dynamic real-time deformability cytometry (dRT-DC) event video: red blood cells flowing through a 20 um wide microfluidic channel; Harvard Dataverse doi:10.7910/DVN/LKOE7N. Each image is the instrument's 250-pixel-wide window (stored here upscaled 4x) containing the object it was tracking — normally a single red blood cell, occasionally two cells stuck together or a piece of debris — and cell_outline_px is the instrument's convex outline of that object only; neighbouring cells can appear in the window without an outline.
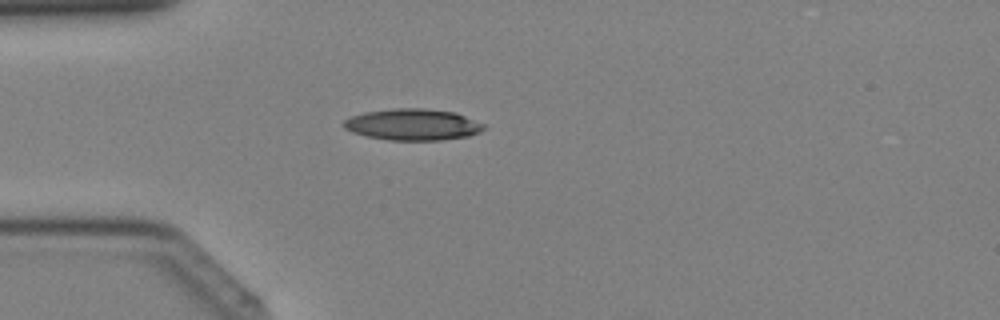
{"species": "Egyptian fruit bat (a non-hibernating species)", "species_latin": "Rousettus aegyptiacus", "temperature_condition": "cold", "stored_images_in_passage": 40, "camera_frame_rate_fps": 3000, "um_per_image_px": 0.085, "animal": {"sex": "female"}, "frame": {"image": 1, "passage_image": 11, "time_ms": 3.333, "image_size_px": [1000, 320], "cell_outline_px": [[488, 128], [480, 132], [468, 136], [440, 140], [388, 140], [368, 136], [352, 132], [344, 128], [340, 124], [344, 120], [352, 116], [364, 112], [396, 108], [424, 108], [456, 112], [484, 124]], "centroid_in_image_um": [35.09, 10.58], "position_along_channel_um": 49.9, "area_um2": 25.78}}
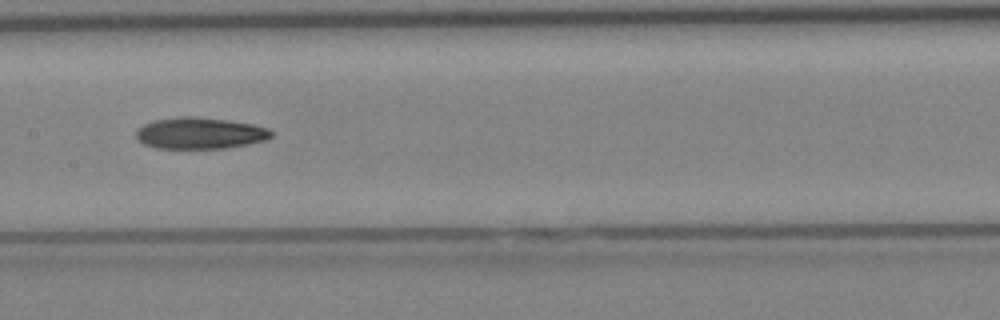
{"frame": {"image": 2, "passage_image": 20, "time_ms": 6.333, "image_size_px": [1000, 320], "cell_outline_px": [[272, 136], [268, 140], [228, 148], [156, 148], [144, 144], [136, 140], [136, 128], [144, 124], [156, 120], [184, 116], [188, 116], [224, 120], [252, 124], [268, 128], [272, 132]], "centroid_in_image_um": [16.98, 11.33], "position_along_channel_um": 190.4, "area_um2": 24.68}}
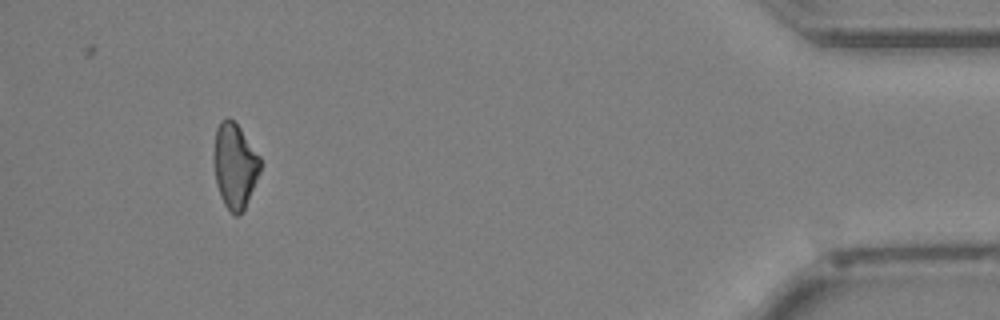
{"frame": {"image": 3, "passage_image": 37, "time_ms": 12.0, "image_size_px": [1000, 320], "cell_outline_px": [[260, 172], [244, 212], [240, 216], [236, 216], [224, 204], [220, 196], [216, 184], [216, 128], [220, 120], [228, 116], [240, 128], [260, 156]], "centroid_in_image_um": [20.0, 14.12], "position_along_channel_um": 415.2, "area_um2": 22.6}}